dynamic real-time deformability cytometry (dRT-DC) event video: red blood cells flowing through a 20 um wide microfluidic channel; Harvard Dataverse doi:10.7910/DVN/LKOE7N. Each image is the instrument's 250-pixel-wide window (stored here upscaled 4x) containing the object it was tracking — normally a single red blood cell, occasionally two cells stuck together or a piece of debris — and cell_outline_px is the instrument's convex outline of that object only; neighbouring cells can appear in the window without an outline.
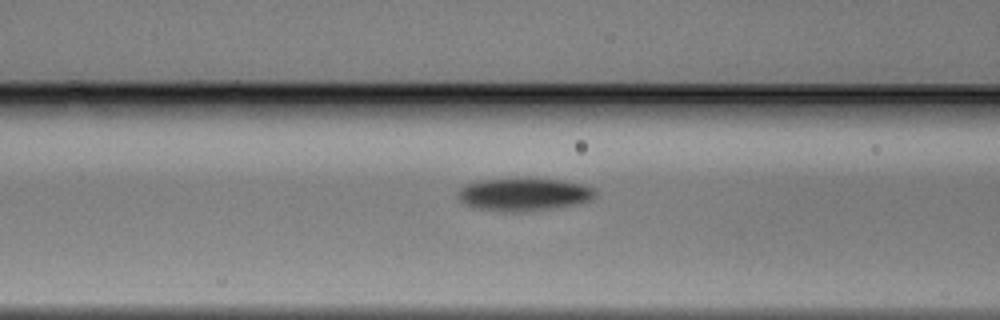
{"species": "Egyptian fruit bat (a non-hibernating species)", "species_latin": "Rousettus aegyptiacus", "temperature_condition": "warm", "stored_images_in_passage": 29, "camera_frame_rate_fps": 3000, "um_per_image_px": 0.085, "animal": {"sex": "male"}, "frame": {"image": 1, "passage_image": 6, "time_ms": 1.667, "image_size_px": [1000, 320], "cell_outline_px": [[596, 196], [588, 200], [576, 204], [520, 212], [504, 212], [472, 208], [460, 204], [456, 196], [456, 192], [464, 184], [480, 180], [564, 180], [584, 184], [596, 188]], "centroid_in_image_um": [44.44, 16.55], "position_along_channel_um": 122.2, "area_um2": 26.24}}
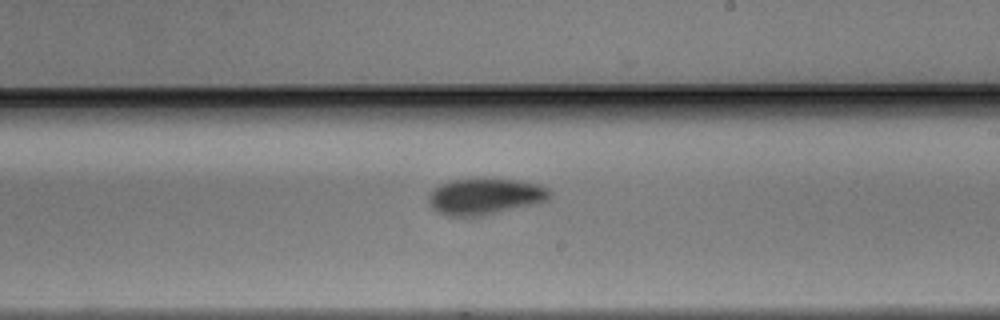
{"frame": {"image": 2, "passage_image": 15, "time_ms": 4.667, "image_size_px": [1000, 320], "cell_outline_px": [[552, 196], [548, 200], [536, 204], [480, 216], [448, 216], [432, 208], [428, 204], [428, 196], [440, 184], [452, 180], [484, 176], [520, 180], [536, 184], [548, 188], [552, 192]], "centroid_in_image_um": [41.26, 16.66], "position_along_channel_um": 247.7, "area_um2": 26.24}}
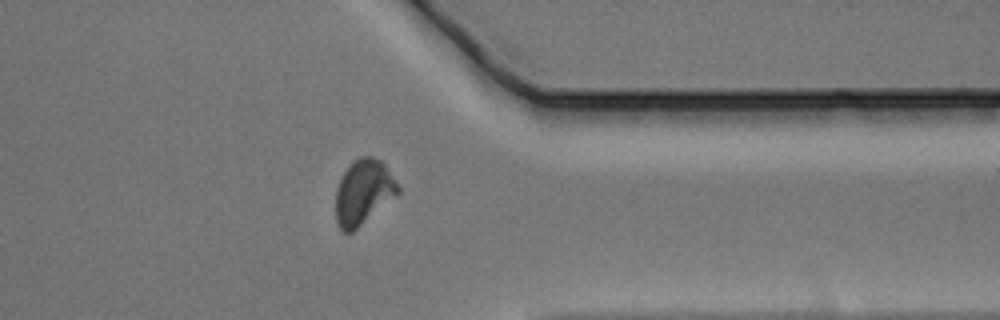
{"frame": {"image": 3, "passage_image": 25, "time_ms": 8.0, "image_size_px": [1000, 320], "cell_outline_px": [[400, 192], [352, 232], [344, 232], [336, 224], [336, 188], [344, 172], [360, 156], [372, 156], [380, 160], [384, 164], [400, 188]], "centroid_in_image_um": [30.87, 16.34], "position_along_channel_um": 380.5, "area_um2": 23.06}}